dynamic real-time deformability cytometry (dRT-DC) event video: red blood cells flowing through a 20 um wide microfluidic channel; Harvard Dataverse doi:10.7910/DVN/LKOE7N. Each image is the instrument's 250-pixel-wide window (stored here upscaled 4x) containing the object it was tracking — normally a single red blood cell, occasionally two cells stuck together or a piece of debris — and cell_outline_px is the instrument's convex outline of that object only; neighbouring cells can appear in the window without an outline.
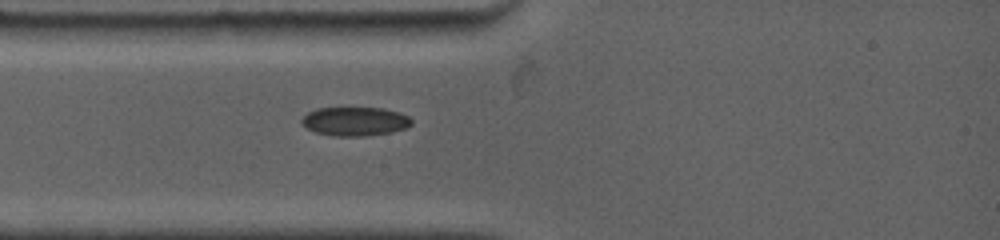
{"species": "common noctule bat (a hibernating species)", "species_latin": "Nyctalus noctula", "temperature_condition": "warm", "stored_images_in_passage": 1, "camera_frame_rate_fps": 4500, "um_per_image_px": 0.085, "animal": {"sex": "female", "body_mass_g": 19.0, "forearm_length_mm": 53.3}, "frame": {"image": 1, "passage_image": 1, "time_ms": 0.0, "image_size_px": [1000, 240], "cell_outline_px": [[412, 124], [404, 128], [392, 132], [364, 136], [332, 136], [316, 132], [300, 124], [300, 120], [308, 112], [316, 108], [384, 108], [400, 112], [408, 116], [412, 120]], "centroid_in_image_um": [30.16, 10.31], "position_along_channel_um": 54.8, "area_um2": 18.55}}